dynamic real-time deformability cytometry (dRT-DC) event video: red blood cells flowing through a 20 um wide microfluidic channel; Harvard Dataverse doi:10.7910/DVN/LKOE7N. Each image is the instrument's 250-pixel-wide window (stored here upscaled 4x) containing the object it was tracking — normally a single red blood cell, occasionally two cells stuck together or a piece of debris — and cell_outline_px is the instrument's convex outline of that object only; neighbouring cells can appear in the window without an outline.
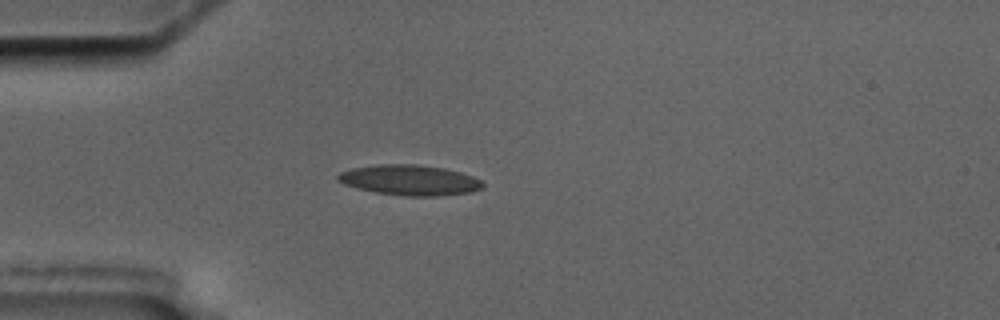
{"species": "common noctule bat (a hibernating species)", "species_latin": "Nyctalus noctula", "temperature_condition": "cold", "stored_images_in_passage": 1, "camera_frame_rate_fps": 3000, "um_per_image_px": 0.085, "animal": {"sex": "male", "body_mass_g": 17.5, "forearm_length_mm": 52.3}, "frame": {"image": 1, "passage_image": 1, "time_ms": 0.0, "image_size_px": [1000, 320], "cell_outline_px": [[484, 188], [472, 192], [436, 196], [404, 196], [376, 192], [356, 188], [344, 184], [336, 180], [336, 176], [340, 172], [352, 168], [376, 164], [416, 164], [444, 168], [460, 172], [484, 180]], "centroid_in_image_um": [34.84, 15.31], "position_along_channel_um": 50.2, "area_um2": 25.89}}